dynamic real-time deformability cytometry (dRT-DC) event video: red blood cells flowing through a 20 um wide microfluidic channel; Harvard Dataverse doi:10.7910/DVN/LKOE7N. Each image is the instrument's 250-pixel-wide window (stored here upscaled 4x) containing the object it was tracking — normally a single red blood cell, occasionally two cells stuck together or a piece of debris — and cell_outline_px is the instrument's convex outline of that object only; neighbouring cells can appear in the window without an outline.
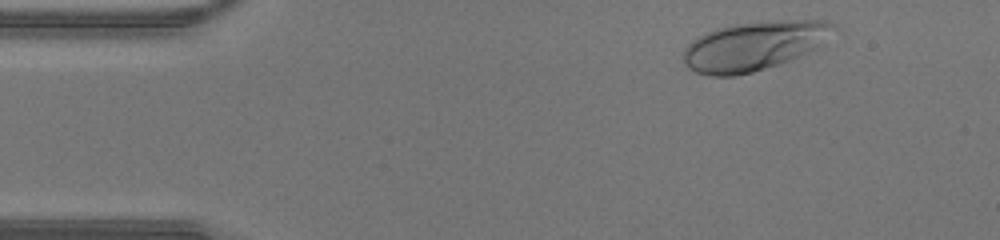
{"species": "human", "species_latin": "Homo sapiens", "temperature_condition": "warm", "stored_images_in_passage": 36, "camera_frame_rate_fps": 3000, "um_per_image_px": 0.085, "donor": {"sex": "male"}, "frame": {"image": 1, "passage_image": 2, "time_ms": 0.333, "image_size_px": [1000, 240], "cell_outline_px": [[840, 28], [816, 48], [792, 60], [752, 72], [732, 76], [708, 76], [696, 72], [688, 68], [684, 64], [684, 48], [692, 40], [716, 28], [732, 24], [776, 20], [824, 20], [836, 24]], "centroid_in_image_um": [64.13, 3.89], "position_along_channel_um": 20.9, "area_um2": 43.23}}
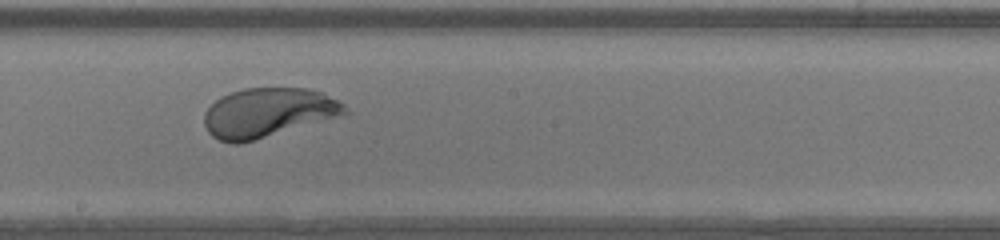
{"frame": {"image": 2, "passage_image": 21, "time_ms": 6.667, "image_size_px": [1000, 240], "cell_outline_px": [[352, 112], [348, 116], [240, 144], [232, 144], [220, 140], [212, 136], [208, 132], [204, 124], [204, 112], [220, 96], [244, 88], [308, 88], [324, 92], [344, 104]], "centroid_in_image_um": [22.88, 9.59], "position_along_channel_um": 225.3, "area_um2": 41.44}}
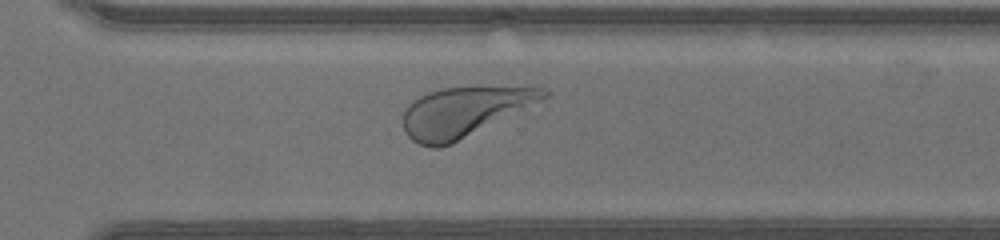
{"frame": {"image": 3, "passage_image": 28, "time_ms": 9.0, "image_size_px": [1000, 240], "cell_outline_px": [[552, 92], [548, 96], [452, 144], [440, 148], [432, 148], [420, 144], [412, 140], [404, 132], [404, 108], [412, 100], [428, 92], [440, 88], [480, 84], [548, 88]], "centroid_in_image_um": [39.44, 9.45], "position_along_channel_um": 331.2, "area_um2": 41.27}}